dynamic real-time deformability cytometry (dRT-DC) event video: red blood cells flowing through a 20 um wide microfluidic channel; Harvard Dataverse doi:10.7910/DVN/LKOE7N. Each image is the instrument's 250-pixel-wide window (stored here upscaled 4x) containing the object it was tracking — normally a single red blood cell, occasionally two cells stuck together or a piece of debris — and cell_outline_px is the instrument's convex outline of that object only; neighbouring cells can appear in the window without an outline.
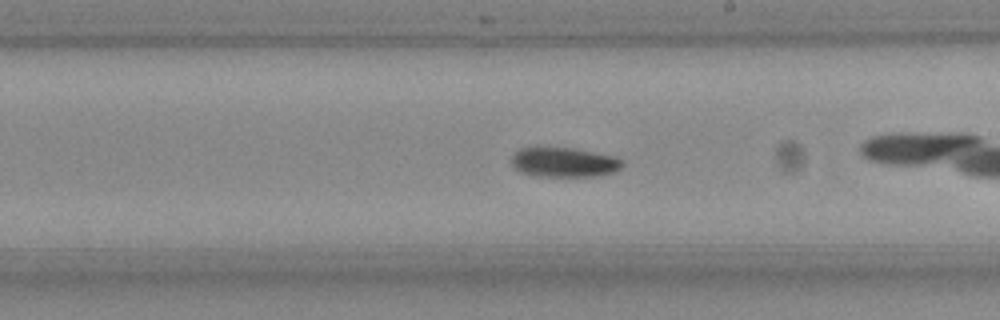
{"species": "Egyptian fruit bat (a non-hibernating species)", "species_latin": "Rousettus aegyptiacus", "temperature_condition": "room temperature", "stored_images_in_passage": 30, "camera_frame_rate_fps": 3000, "um_per_image_px": 0.085, "frame": {"image": 1, "passage_image": 13, "time_ms": 4.0, "image_size_px": [1000, 320], "cell_outline_px": [[624, 164], [620, 168], [612, 172], [592, 176], [536, 176], [520, 172], [512, 164], [512, 156], [520, 148], [536, 144], [572, 148], [616, 156]], "centroid_in_image_um": [47.87, 13.74], "position_along_channel_um": 241.1, "area_um2": 19.59}, "authors_computed_cell_mechanics": {"area_um2": 19.7098, "velocity_mm_per_s": 3.816, "shape_relaxation_time_tau1_ms": 4.0494, "shape_relaxation_time_tau2_ms": null, "deformation_change_tau1": 0.118, "deformation_change_tau2": null}}